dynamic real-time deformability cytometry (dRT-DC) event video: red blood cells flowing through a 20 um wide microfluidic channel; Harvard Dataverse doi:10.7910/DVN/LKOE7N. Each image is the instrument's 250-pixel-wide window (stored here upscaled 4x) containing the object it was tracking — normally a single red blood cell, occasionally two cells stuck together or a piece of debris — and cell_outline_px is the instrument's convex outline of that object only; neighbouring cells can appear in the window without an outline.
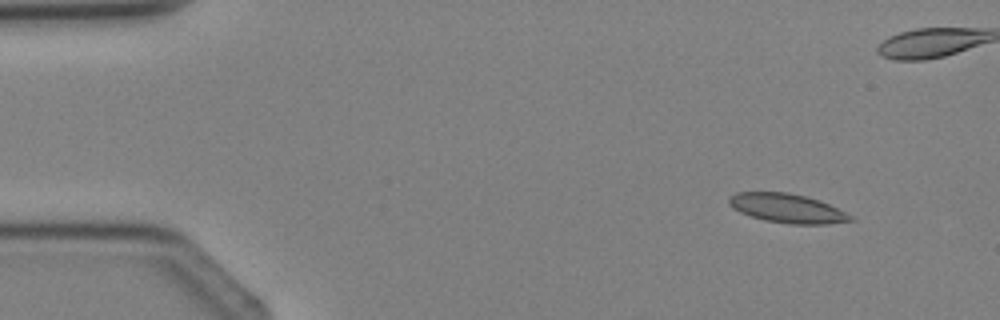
{"species": "Egyptian fruit bat (a non-hibernating species)", "species_latin": "Rousettus aegyptiacus", "temperature_condition": "cold", "stored_images_in_passage": 3, "camera_frame_rate_fps": 3000, "um_per_image_px": 0.085, "animal": {"sex": "female"}, "frame": {"image": 1, "passage_image": 1, "time_ms": 0.0, "image_size_px": [1000, 320], "cell_outline_px": [[856, 220], [828, 224], [792, 224], [764, 220], [740, 212], [732, 208], [728, 204], [728, 200], [736, 192], [788, 192], [820, 200], [852, 216]], "centroid_in_image_um": [66.91, 17.7], "position_along_channel_um": 18.1, "area_um2": 20.46}}